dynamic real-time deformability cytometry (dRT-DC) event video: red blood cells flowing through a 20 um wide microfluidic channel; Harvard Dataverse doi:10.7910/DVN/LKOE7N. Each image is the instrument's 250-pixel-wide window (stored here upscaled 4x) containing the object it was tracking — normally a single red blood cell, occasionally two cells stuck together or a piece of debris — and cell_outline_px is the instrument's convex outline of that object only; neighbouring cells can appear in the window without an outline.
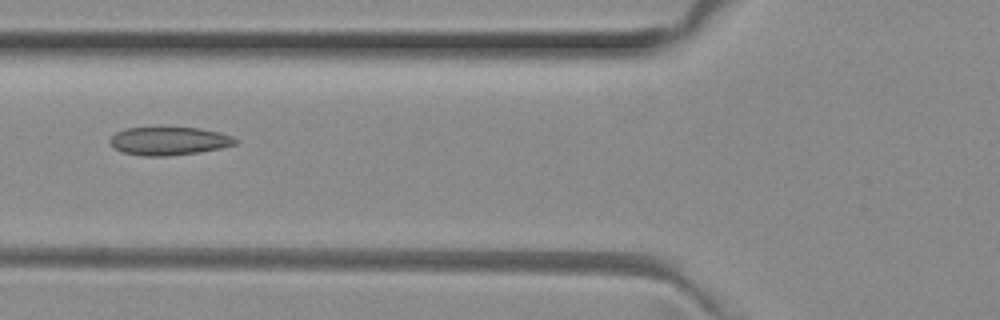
{"species": "common noctule bat (a hibernating species)", "species_latin": "Nyctalus noctula", "temperature_condition": "room temperature", "stored_images_in_passage": 51, "camera_frame_rate_fps": 3000, "um_per_image_px": 0.085, "animal": {"sex": "female", "body_mass_g": 29.2, "forearm_length_mm": 56.3}, "frame": {"image": 1, "passage_image": 19, "time_ms": 6.0, "image_size_px": [1000, 320], "cell_outline_px": [[236, 144], [220, 148], [200, 152], [168, 156], [144, 156], [124, 152], [112, 148], [108, 140], [116, 132], [124, 128], [200, 128], [220, 132], [232, 136], [236, 140]], "centroid_in_image_um": [14.33, 11.99], "position_along_channel_um": 111.5, "area_um2": 20.58}}
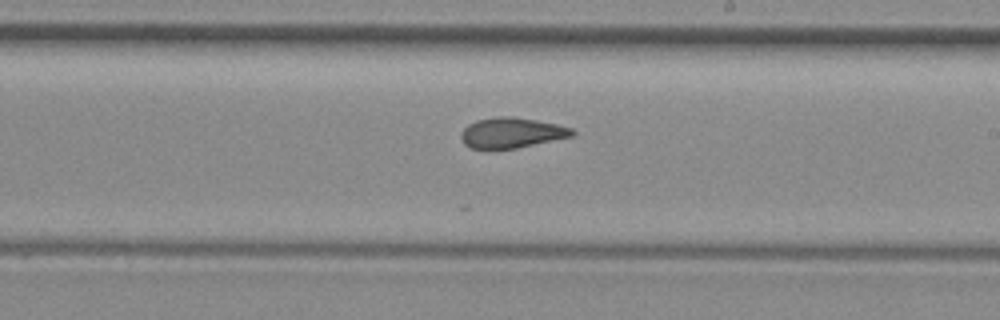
{"frame": {"image": 2, "passage_image": 29, "time_ms": 9.333, "image_size_px": [1000, 320], "cell_outline_px": [[576, 132], [572, 136], [516, 148], [488, 152], [468, 148], [464, 144], [460, 136], [460, 132], [468, 124], [476, 120], [496, 116], [512, 116], [536, 120], [556, 124], [572, 128]], "centroid_in_image_um": [43.39, 11.32], "position_along_channel_um": 245.6, "area_um2": 20.29}}
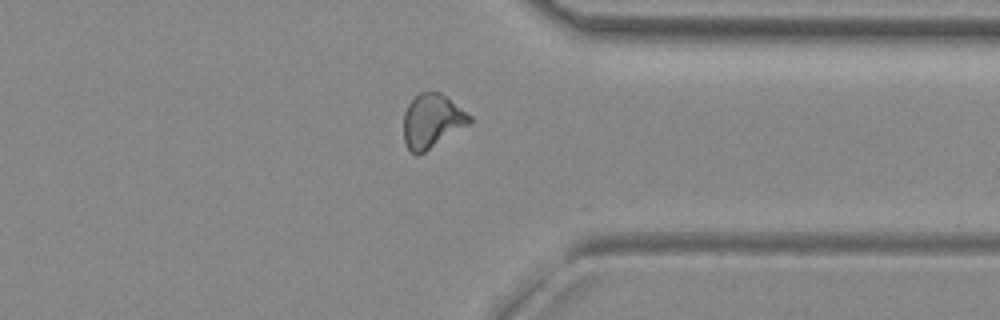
{"frame": {"image": 3, "passage_image": 39, "time_ms": 12.667, "image_size_px": [1000, 320], "cell_outline_px": [[472, 120], [468, 124], [424, 152], [412, 152], [408, 148], [404, 140], [404, 112], [408, 104], [420, 92], [440, 92], [472, 116]], "centroid_in_image_um": [36.71, 10.25], "position_along_channel_um": 374.7, "area_um2": 20.11}, "authors_computed_cell_mechanics": {"area_um2": 20.5768, "velocity_mm_per_s": 4.0205, "shape_relaxation_time_tau1_ms": null, "shape_relaxation_time_tau2_ms": 2.3108, "deformation_change_tau1": null, "deformation_change_tau2": 0.1008}}